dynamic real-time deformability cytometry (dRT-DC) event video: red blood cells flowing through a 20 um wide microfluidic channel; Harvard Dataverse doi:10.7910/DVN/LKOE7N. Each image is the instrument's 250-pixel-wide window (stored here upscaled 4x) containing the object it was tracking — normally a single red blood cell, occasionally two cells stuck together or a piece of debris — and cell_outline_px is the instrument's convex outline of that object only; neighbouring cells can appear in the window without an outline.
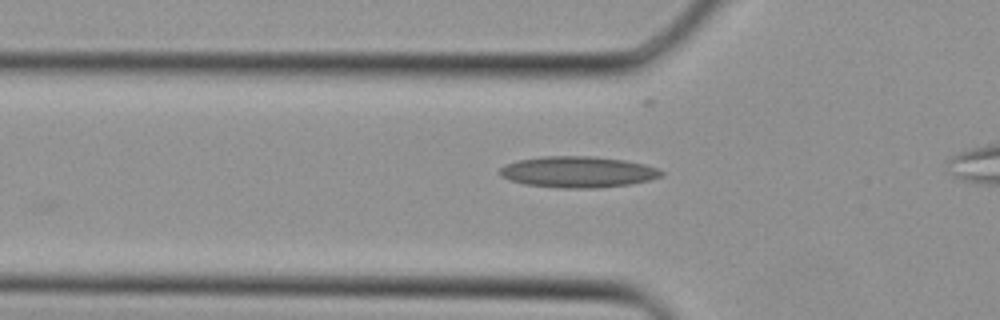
{"species": "Egyptian fruit bat (a non-hibernating species)", "species_latin": "Rousettus aegyptiacus", "temperature_condition": "cold", "stored_images_in_passage": 29, "camera_frame_rate_fps": 3000, "um_per_image_px": 0.085, "animal": {"sex": "female"}, "frame": {"image": 1, "passage_image": 3, "time_ms": 0.667, "image_size_px": [1000, 320], "cell_outline_px": [[664, 176], [648, 180], [628, 184], [596, 188], [564, 188], [524, 184], [508, 180], [500, 176], [500, 168], [504, 164], [516, 160], [544, 156], [592, 156], [624, 160], [644, 164], [660, 168], [664, 172]], "centroid_in_image_um": [49.11, 14.61], "position_along_channel_um": 76.7, "area_um2": 29.48}}
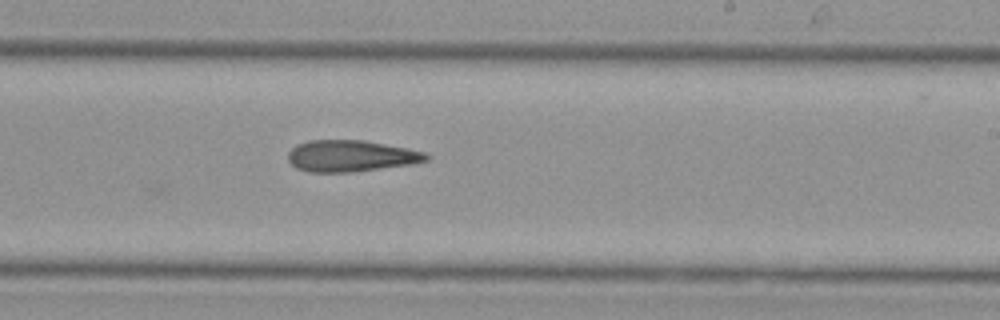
{"frame": {"image": 2, "passage_image": 13, "time_ms": 4.0, "image_size_px": [1000, 320], "cell_outline_px": [[432, 156], [428, 160], [408, 164], [348, 172], [308, 172], [296, 168], [288, 160], [288, 152], [296, 144], [308, 140], [364, 140], [408, 148], [424, 152]], "centroid_in_image_um": [29.79, 13.24], "position_along_channel_um": 259.2, "area_um2": 25.2}}
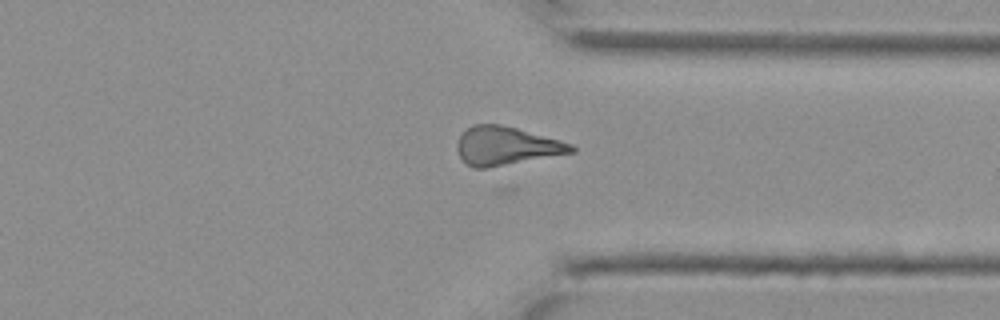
{"frame": {"image": 3, "passage_image": 19, "time_ms": 6.0, "image_size_px": [1000, 320], "cell_outline_px": [[576, 152], [484, 168], [472, 168], [460, 156], [456, 148], [456, 144], [460, 136], [472, 124], [500, 124], [516, 128], [560, 140], [572, 144], [576, 148]], "centroid_in_image_um": [43.03, 12.39], "position_along_channel_um": 368.4, "area_um2": 25.26}}